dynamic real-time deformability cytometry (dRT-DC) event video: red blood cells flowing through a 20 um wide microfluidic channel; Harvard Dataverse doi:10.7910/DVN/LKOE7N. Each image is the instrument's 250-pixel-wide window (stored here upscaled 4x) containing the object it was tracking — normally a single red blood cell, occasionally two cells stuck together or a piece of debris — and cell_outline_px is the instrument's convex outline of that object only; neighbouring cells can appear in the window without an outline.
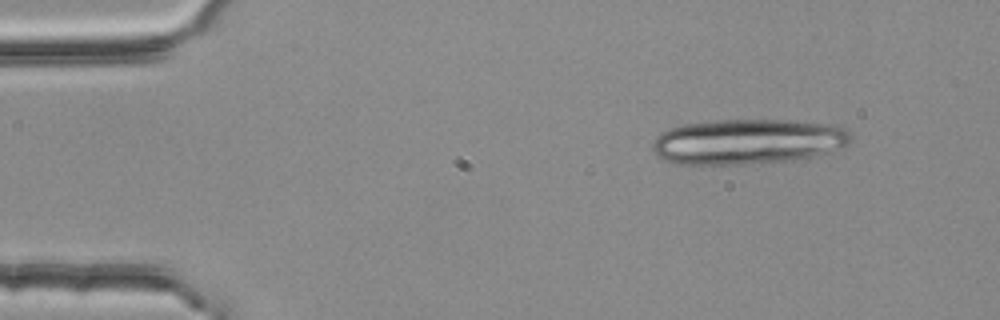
{"species": "common noctule bat (a hibernating species)", "species_latin": "Nyctalus noctula", "temperature_condition": "room temperature", "stored_images_in_passage": 4, "camera_frame_rate_fps": 3000, "um_per_image_px": 0.085, "animal": {"sex": "female", "body_mass_g": 25.1}, "frame": {"image": 1, "passage_image": 1, "time_ms": 0.0, "image_size_px": [1000, 320], "cell_outline_px": [[852, 140], [848, 144], [840, 148], [828, 152], [812, 156], [792, 160], [748, 164], [672, 164], [656, 156], [652, 148], [652, 144], [656, 136], [672, 128], [684, 124], [720, 120], [788, 120], [836, 124], [852, 132]], "centroid_in_image_um": [63.59, 12.03], "position_along_channel_um": 21.4, "area_um2": 52.6}}